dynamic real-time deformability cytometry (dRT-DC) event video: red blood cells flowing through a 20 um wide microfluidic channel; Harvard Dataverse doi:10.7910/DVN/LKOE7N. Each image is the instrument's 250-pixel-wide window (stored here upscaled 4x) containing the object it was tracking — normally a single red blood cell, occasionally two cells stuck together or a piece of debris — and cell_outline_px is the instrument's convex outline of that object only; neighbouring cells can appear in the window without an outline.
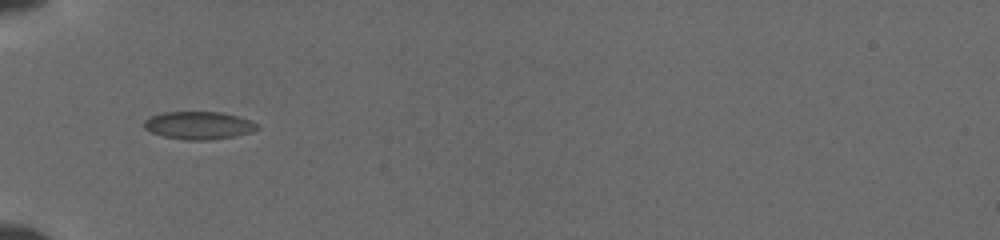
{"species": "common noctule bat (a hibernating species)", "species_latin": "Nyctalus noctula", "temperature_condition": "cold", "stored_images_in_passage": 37, "camera_frame_rate_fps": 3000, "um_per_image_px": 0.085, "animal": {"sex": "female", "body_mass_g": 19.5, "forearm_length_mm": 54.1}, "frame": {"image": 1, "passage_image": 1, "time_ms": 0.0, "image_size_px": [1000, 240], "cell_outline_px": [[260, 128], [252, 132], [236, 136], [208, 140], [188, 140], [164, 136], [152, 132], [144, 128], [144, 120], [148, 116], [164, 112], [220, 112], [236, 116], [248, 120], [256, 124]], "centroid_in_image_um": [16.87, 10.66], "position_along_channel_um": 68.1, "area_um2": 18.21}}
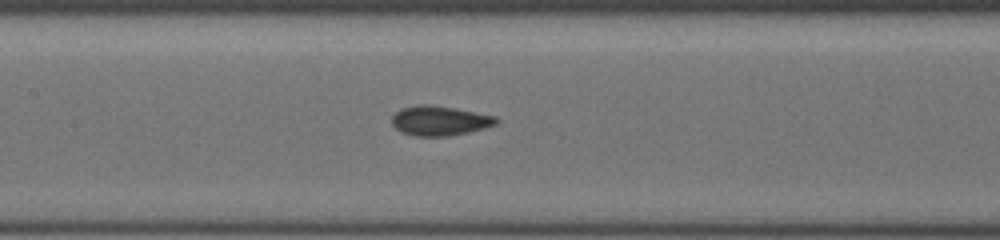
{"frame": {"image": 2, "passage_image": 17, "time_ms": 2.667, "image_size_px": [1000, 240], "cell_outline_px": [[500, 120], [496, 124], [484, 128], [468, 132], [448, 136], [416, 136], [400, 132], [392, 124], [392, 116], [400, 108], [428, 104], [452, 108], [496, 116]], "centroid_in_image_um": [37.36, 10.27], "position_along_channel_um": 170.0, "area_um2": 17.86}}
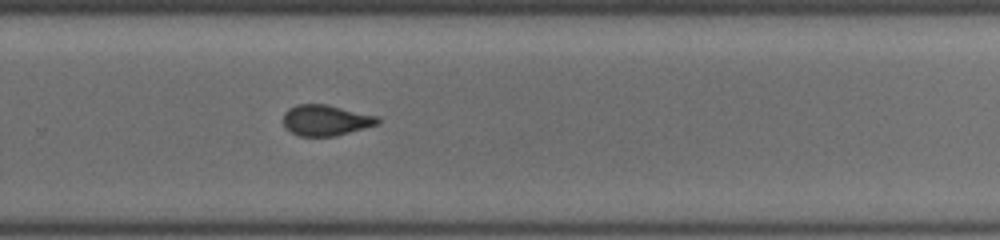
{"frame": {"image": 3, "passage_image": 36, "time_ms": 6.0, "image_size_px": [1000, 240], "cell_outline_px": [[380, 124], [336, 136], [300, 136], [284, 128], [284, 112], [288, 108], [296, 104], [324, 104], [380, 116]], "centroid_in_image_um": [27.71, 10.22], "position_along_channel_um": 302.1, "area_um2": 17.11}}